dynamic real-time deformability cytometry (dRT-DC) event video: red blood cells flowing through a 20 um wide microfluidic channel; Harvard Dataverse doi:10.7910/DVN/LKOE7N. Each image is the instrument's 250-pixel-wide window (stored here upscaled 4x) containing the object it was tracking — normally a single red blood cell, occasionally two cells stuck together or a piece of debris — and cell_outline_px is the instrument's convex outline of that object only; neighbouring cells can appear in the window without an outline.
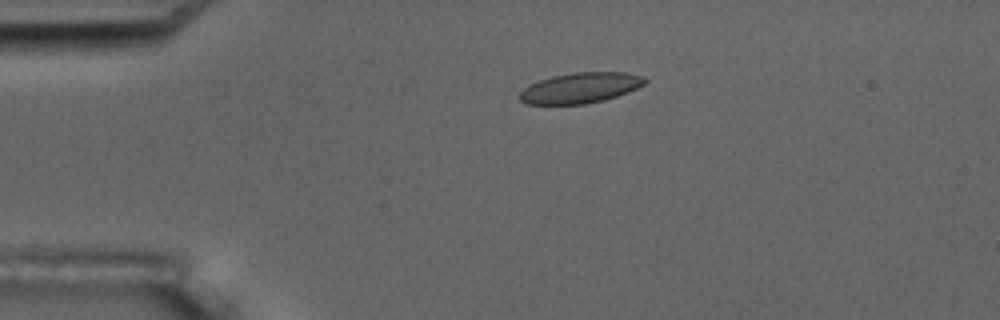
{"species": "common noctule bat (a hibernating species)", "species_latin": "Nyctalus noctula", "temperature_condition": "room temperature", "stored_images_in_passage": 6, "camera_frame_rate_fps": 3000, "um_per_image_px": 0.085, "animal": {"sex": "male", "body_mass_g": 17.5, "forearm_length_mm": 52.3}, "frame": {"image": 1, "passage_image": 4, "time_ms": 3.333, "image_size_px": [1000, 320], "cell_outline_px": [[648, 80], [644, 84], [628, 92], [604, 100], [584, 104], [528, 104], [520, 100], [516, 96], [524, 88], [540, 80], [552, 76], [576, 72], [624, 72], [644, 76]], "centroid_in_image_um": [49.33, 7.47], "position_along_channel_um": 35.7, "area_um2": 22.2}}